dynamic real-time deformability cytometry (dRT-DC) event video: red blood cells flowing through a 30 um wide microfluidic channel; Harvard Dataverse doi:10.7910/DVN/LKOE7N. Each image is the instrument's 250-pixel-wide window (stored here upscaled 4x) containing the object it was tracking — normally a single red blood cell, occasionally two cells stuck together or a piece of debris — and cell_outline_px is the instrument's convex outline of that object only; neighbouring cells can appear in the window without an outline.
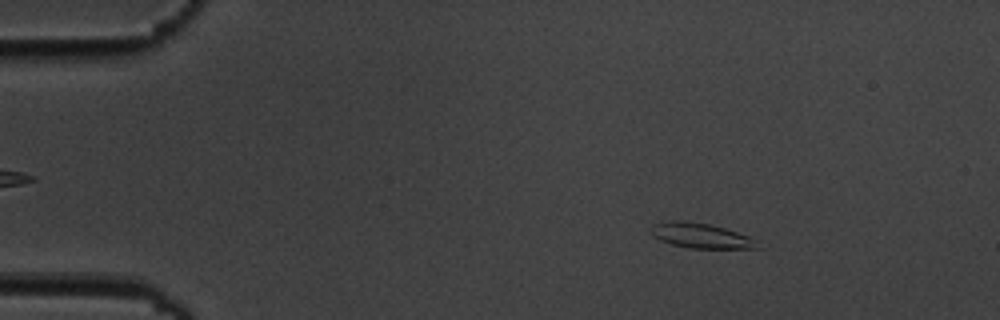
{"species": "common noctule bat (a hibernating species)", "species_latin": "Nyctalus noctula", "temperature_condition": "cold", "stored_images_in_passage": 4, "camera_frame_rate_fps": 3000, "um_per_image_px": 0.085, "animal": {"sex": "male", "body_mass_g": 19.5, "forearm_length_mm": 54.6}, "frame": {"image": 1, "passage_image": 2, "time_ms": 1.0, "image_size_px": [1000, 320], "cell_outline_px": [[764, 248], [688, 248], [672, 244], [660, 240], [652, 236], [652, 224], [668, 220], [684, 220], [708, 224], [724, 228], [748, 236], [756, 240]], "centroid_in_image_um": [59.57, 20.03], "position_along_channel_um": 25.4, "area_um2": 15.55}}